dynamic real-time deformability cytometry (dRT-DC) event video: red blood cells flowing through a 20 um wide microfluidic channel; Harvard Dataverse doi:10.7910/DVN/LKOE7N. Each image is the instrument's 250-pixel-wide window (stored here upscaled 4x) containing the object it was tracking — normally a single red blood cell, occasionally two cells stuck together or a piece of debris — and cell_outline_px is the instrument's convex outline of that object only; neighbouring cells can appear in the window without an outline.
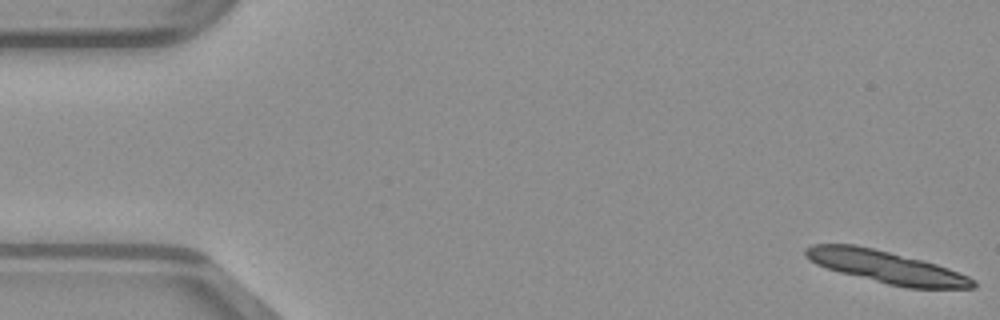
{"species": "common noctule bat (a hibernating species)", "species_latin": "Nyctalus noctula", "temperature_condition": "warm", "stored_images_in_passage": 13, "camera_frame_rate_fps": 3000, "um_per_image_px": 0.085, "animal": {"sex": "male", "body_mass_g": 23.1, "forearm_length_mm": 52.7}, "frame": {"image": 1, "passage_image": 1, "time_ms": 0.0, "image_size_px": [1000, 320], "cell_outline_px": [[976, 284], [972, 288], [908, 288], [888, 284], [840, 272], [816, 264], [808, 260], [804, 256], [804, 248], [812, 244], [856, 244], [936, 264], [948, 268], [968, 276], [976, 280]], "centroid_in_image_um": [75.29, 22.69], "position_along_channel_um": 9.7, "area_um2": 31.21}}